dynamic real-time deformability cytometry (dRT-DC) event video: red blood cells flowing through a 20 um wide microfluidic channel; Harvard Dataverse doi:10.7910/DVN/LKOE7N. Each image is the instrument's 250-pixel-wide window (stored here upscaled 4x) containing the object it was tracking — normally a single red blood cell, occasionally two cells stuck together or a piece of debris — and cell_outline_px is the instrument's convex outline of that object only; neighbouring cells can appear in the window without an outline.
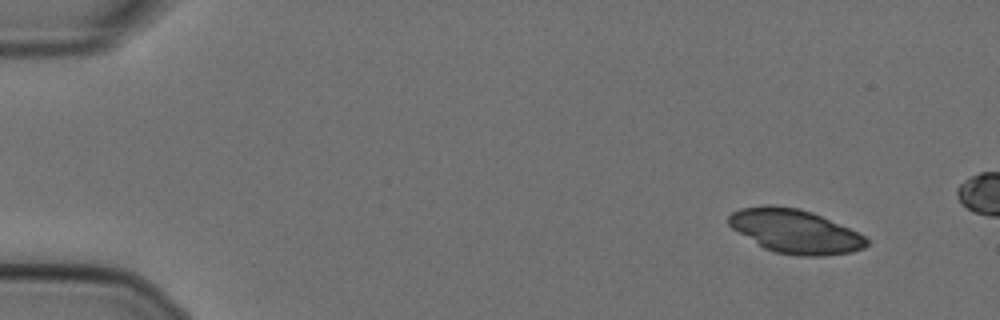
{"species": "Egyptian fruit bat (a non-hibernating species)", "species_latin": "Rousettus aegyptiacus", "temperature_condition": "cold", "stored_images_in_passage": 19, "camera_frame_rate_fps": 3000, "um_per_image_px": 0.085, "animal": {"sex": "female"}, "frame": {"image": 1, "passage_image": 6, "time_ms": 1.667, "image_size_px": [1000, 320], "cell_outline_px": [[868, 244], [864, 248], [852, 252], [824, 256], [796, 256], [776, 252], [764, 248], [732, 228], [728, 224], [728, 216], [732, 212], [740, 208], [768, 204], [772, 204], [800, 208], [812, 212], [848, 228], [864, 236], [868, 240]], "centroid_in_image_um": [67.56, 19.65], "position_along_channel_um": 17.4, "area_um2": 35.2}}